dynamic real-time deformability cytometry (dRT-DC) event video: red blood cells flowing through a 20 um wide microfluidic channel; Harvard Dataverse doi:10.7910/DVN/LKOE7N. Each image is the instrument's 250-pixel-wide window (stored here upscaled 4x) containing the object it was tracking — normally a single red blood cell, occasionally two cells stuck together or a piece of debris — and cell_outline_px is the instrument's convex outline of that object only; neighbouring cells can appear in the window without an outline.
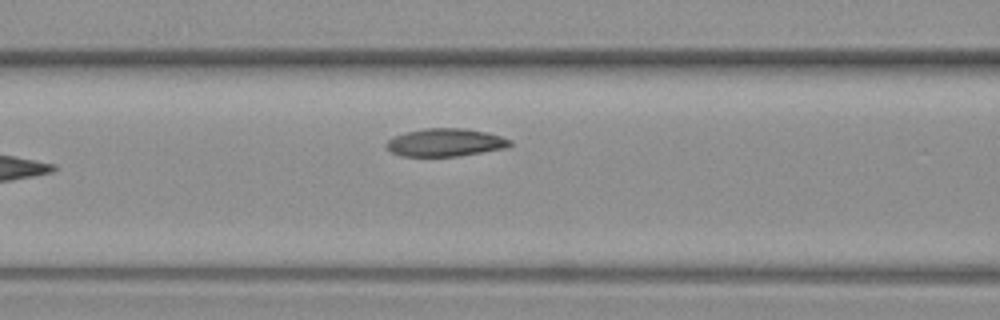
{"species": "common noctule bat (a hibernating species)", "species_latin": "Nyctalus noctula", "temperature_condition": "warm", "stored_images_in_passage": 7, "camera_frame_rate_fps": 3000, "um_per_image_px": 0.085, "animal": {"sex": "female", "body_mass_g": 19.3, "forearm_length_mm": 54.1}, "frame": {"image": 1, "passage_image": 7, "time_ms": 7.333, "image_size_px": [1000, 320], "cell_outline_px": [[512, 144], [508, 148], [460, 156], [400, 156], [392, 152], [384, 144], [388, 140], [404, 132], [424, 128], [464, 128], [488, 132], [512, 140]], "centroid_in_image_um": [37.89, 12.11], "position_along_channel_um": 128.7, "area_um2": 20.29}}